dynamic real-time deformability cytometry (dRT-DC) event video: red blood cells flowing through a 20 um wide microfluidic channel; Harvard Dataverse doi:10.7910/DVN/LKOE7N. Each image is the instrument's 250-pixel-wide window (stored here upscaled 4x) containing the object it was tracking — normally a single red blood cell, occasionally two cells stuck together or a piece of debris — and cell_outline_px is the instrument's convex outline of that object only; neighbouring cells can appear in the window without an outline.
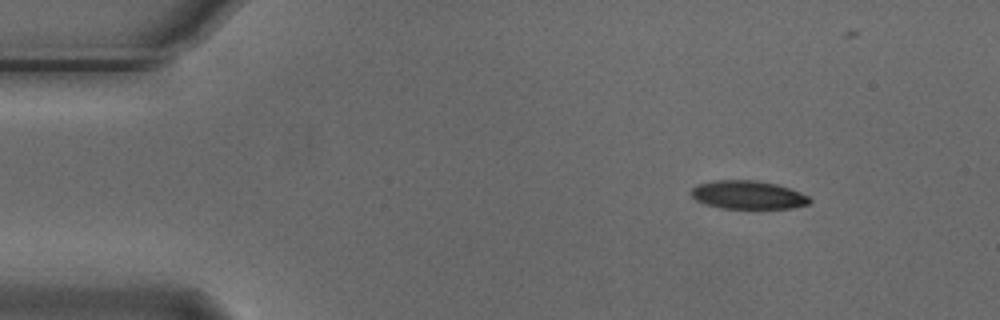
{"species": "Egyptian fruit bat (a non-hibernating species)", "species_latin": "Rousettus aegyptiacus", "temperature_condition": "cold", "stored_images_in_passage": 7, "camera_frame_rate_fps": 3000, "um_per_image_px": 0.085, "animal": {"sex": "male"}, "frame": {"image": 1, "passage_image": 1, "time_ms": 0.0, "image_size_px": [1000, 320], "cell_outline_px": [[812, 200], [808, 204], [792, 208], [720, 208], [704, 204], [696, 200], [688, 192], [696, 184], [716, 180], [756, 180], [776, 184], [800, 192], [808, 196]], "centroid_in_image_um": [63.53, 16.56], "position_along_channel_um": 21.5, "area_um2": 19.65}}
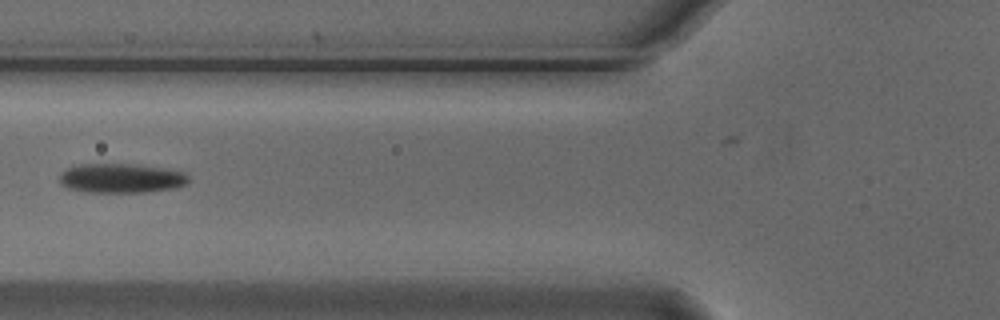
{"frame": {"image": 2, "passage_image": 5, "time_ms": 1.333, "image_size_px": [1000, 320], "cell_outline_px": [[188, 184], [172, 188], [144, 192], [88, 192], [68, 188], [60, 184], [60, 172], [76, 164], [132, 164], [160, 168], [184, 172], [188, 176]], "centroid_in_image_um": [10.26, 15.15], "position_along_channel_um": 115.5, "area_um2": 21.96}}
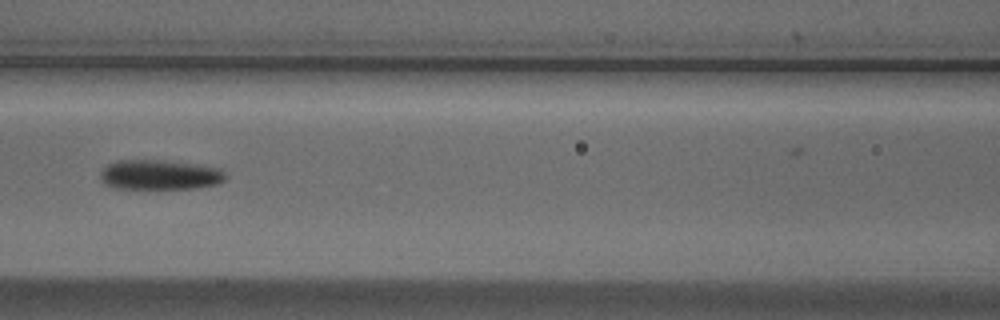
{"frame": {"image": 3, "passage_image": 6, "time_ms": 1.667, "image_size_px": [1000, 320], "cell_outline_px": [[228, 176], [224, 180], [216, 184], [196, 188], [116, 188], [104, 184], [100, 180], [100, 172], [108, 164], [116, 160], [160, 160], [196, 164], [220, 168]], "centroid_in_image_um": [13.57, 14.85], "position_along_channel_um": 153.0, "area_um2": 21.79}}